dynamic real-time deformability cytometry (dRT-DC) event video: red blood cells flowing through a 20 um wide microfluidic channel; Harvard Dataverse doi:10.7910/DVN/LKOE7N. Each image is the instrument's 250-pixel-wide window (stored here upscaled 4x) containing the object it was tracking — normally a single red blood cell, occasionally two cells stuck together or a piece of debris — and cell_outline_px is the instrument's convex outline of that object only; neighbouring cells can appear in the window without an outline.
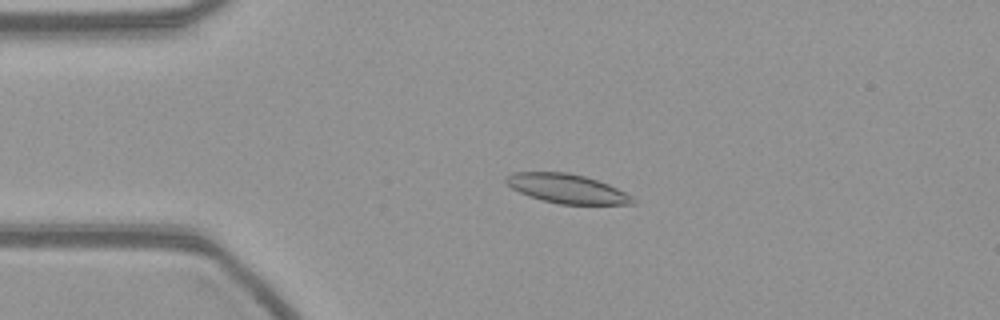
{"species": "common noctule bat (a hibernating species)", "species_latin": "Nyctalus noctula", "temperature_condition": "warm", "stored_images_in_passage": 52, "camera_frame_rate_fps": 3000, "um_per_image_px": 0.085, "animal": {"sex": "female", "body_mass_g": 21.9}, "frame": {"image": 1, "passage_image": 8, "time_ms": 2.333, "image_size_px": [1000, 320], "cell_outline_px": [[636, 204], [560, 204], [528, 196], [512, 188], [504, 180], [504, 176], [512, 172], [568, 172], [584, 176], [608, 184], [632, 196], [636, 200]], "centroid_in_image_um": [48.17, 16.03], "position_along_channel_um": 36.8, "area_um2": 21.44}}
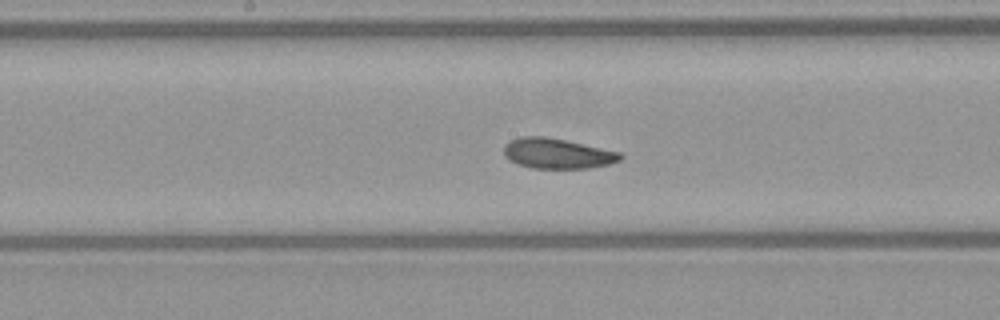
{"frame": {"image": 2, "passage_image": 24, "time_ms": 7.667, "image_size_px": [1000, 320], "cell_outline_px": [[624, 156], [620, 160], [608, 164], [588, 168], [532, 168], [516, 164], [508, 160], [504, 156], [504, 144], [520, 136], [544, 136], [564, 140], [620, 152]], "centroid_in_image_um": [47.32, 13.05], "position_along_channel_um": 200.9, "area_um2": 20.46}}
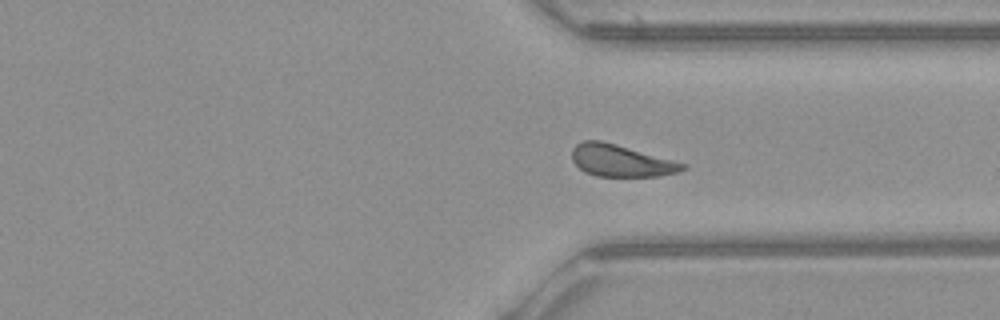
{"frame": {"image": 3, "passage_image": 37, "time_ms": 12.0, "image_size_px": [1000, 320], "cell_outline_px": [[688, 168], [676, 172], [660, 176], [596, 176], [584, 172], [572, 160], [572, 148], [576, 144], [584, 140], [600, 140], [616, 144], [672, 160], [684, 164]], "centroid_in_image_um": [52.73, 13.66], "position_along_channel_um": 358.7, "area_um2": 20.35}}